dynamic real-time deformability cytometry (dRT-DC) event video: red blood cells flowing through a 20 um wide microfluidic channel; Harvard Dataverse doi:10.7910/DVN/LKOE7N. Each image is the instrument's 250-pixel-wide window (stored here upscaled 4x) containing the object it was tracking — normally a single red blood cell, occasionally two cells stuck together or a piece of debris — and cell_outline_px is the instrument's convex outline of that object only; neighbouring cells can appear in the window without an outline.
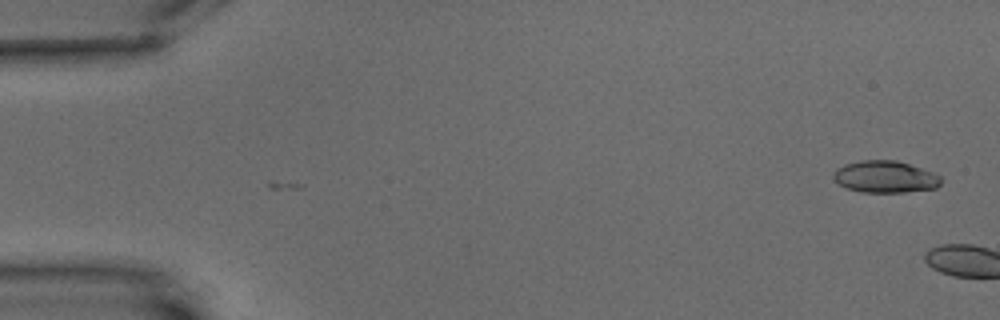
{"species": "common noctule bat (a hibernating species)", "species_latin": "Nyctalus noctula", "temperature_condition": "warm", "stored_images_in_passage": 2, "camera_frame_rate_fps": 3000, "um_per_image_px": 0.085, "animal": {"sex": "male", "body_mass_g": 15.6}, "frame": {"image": 1, "passage_image": 2, "time_ms": 1.333, "image_size_px": [1000, 320], "cell_outline_px": [[940, 184], [936, 188], [904, 192], [860, 192], [848, 188], [840, 184], [832, 176], [836, 168], [844, 164], [860, 160], [896, 160], [932, 172], [940, 176]], "centroid_in_image_um": [75.21, 15.02], "position_along_channel_um": 9.8, "area_um2": 19.83}}